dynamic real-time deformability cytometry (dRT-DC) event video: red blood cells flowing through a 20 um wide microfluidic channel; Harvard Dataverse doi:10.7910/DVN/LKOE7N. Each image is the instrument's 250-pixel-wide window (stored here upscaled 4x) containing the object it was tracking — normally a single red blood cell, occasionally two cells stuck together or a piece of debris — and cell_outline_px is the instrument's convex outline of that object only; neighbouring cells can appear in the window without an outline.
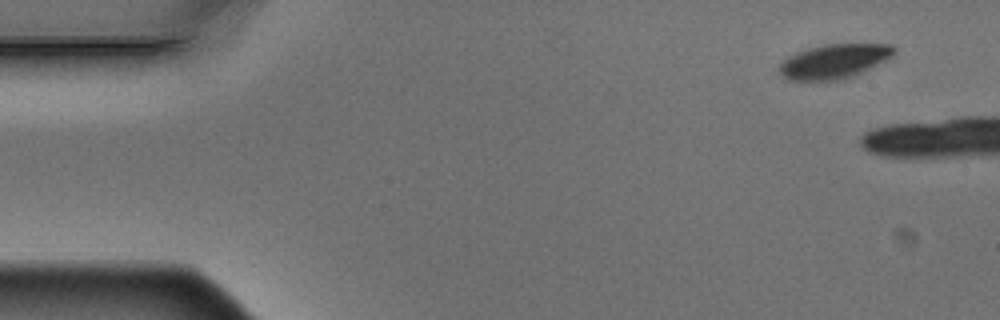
{"species": "Egyptian fruit bat (a non-hibernating species)", "species_latin": "Rousettus aegyptiacus", "temperature_condition": "warm", "stored_images_in_passage": 3, "camera_frame_rate_fps": 3000, "um_per_image_px": 0.085, "animal": {"sex": "male"}, "frame": {"image": 1, "passage_image": 1, "time_ms": 0.0, "image_size_px": [1000, 320], "cell_outline_px": [[896, 52], [892, 56], [852, 76], [836, 80], [788, 80], [780, 72], [780, 64], [788, 56], [796, 52], [808, 48], [828, 44], [892, 44], [896, 48]], "centroid_in_image_um": [70.9, 5.19], "position_along_channel_um": 14.1, "area_um2": 22.54}}